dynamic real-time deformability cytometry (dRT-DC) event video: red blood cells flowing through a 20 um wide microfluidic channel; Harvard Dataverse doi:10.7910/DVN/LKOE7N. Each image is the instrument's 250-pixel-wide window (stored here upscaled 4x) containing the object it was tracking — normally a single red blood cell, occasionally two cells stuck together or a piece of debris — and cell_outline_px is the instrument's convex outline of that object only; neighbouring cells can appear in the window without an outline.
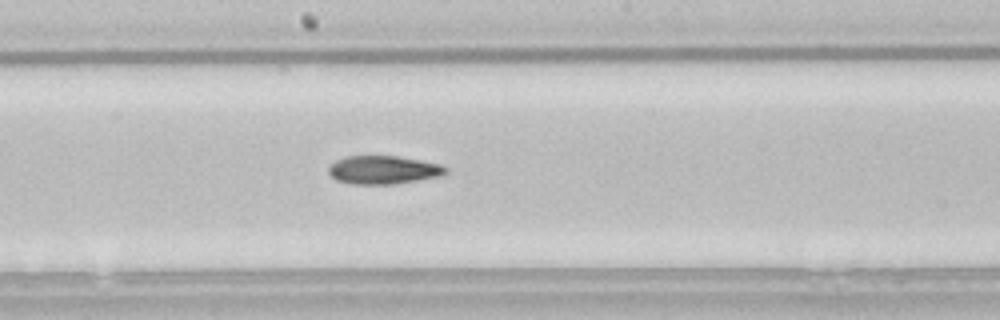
{"species": "common noctule bat (a hibernating species)", "species_latin": "Nyctalus noctula", "temperature_condition": "room temperature", "stored_images_in_passage": 46, "camera_frame_rate_fps": 3000, "um_per_image_px": 0.085, "animal": {"sex": "male", "body_mass_g": 21.5, "forearm_length_mm": 52.0}, "frame": {"image": 1, "passage_image": 27, "time_ms": 8.667, "image_size_px": [1000, 320], "cell_outline_px": [[448, 172], [440, 176], [392, 184], [352, 184], [336, 180], [328, 172], [328, 168], [336, 160], [344, 156], [396, 156], [420, 160], [440, 164], [448, 168]], "centroid_in_image_um": [32.57, 14.44], "position_along_channel_um": 215.6, "area_um2": 19.25}, "authors_computed_cell_mechanics": {"area_um2": 19.941, "velocity_mm_per_s": 3.8185, "shape_relaxation_time_tau1_ms": null, "shape_relaxation_time_tau2_ms": 8.9988, "deformation_change_tau1": null, "deformation_change_tau2": 0.1748}}